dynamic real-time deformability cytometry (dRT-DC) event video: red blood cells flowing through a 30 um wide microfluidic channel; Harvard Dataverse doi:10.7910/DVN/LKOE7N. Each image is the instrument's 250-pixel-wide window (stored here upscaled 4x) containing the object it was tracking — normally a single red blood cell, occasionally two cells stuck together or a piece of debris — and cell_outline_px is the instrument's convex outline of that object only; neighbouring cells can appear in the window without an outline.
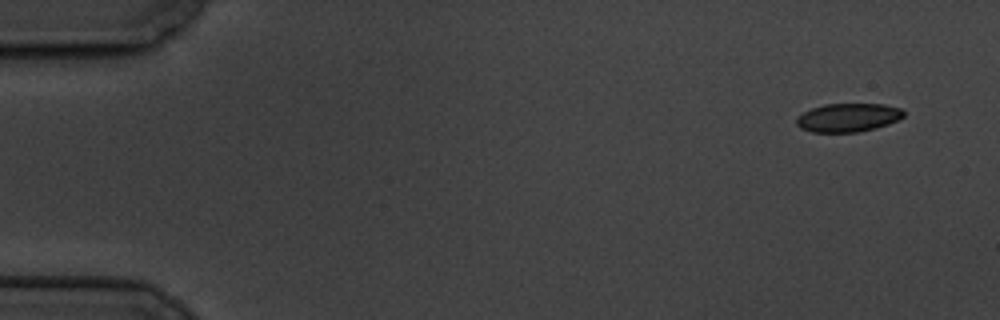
{"species": "common noctule bat (a hibernating species)", "species_latin": "Nyctalus noctula", "temperature_condition": "cold", "stored_images_in_passage": 5, "camera_frame_rate_fps": 3000, "um_per_image_px": 0.085, "animal": {"sex": "male", "body_mass_g": 19.5, "forearm_length_mm": 54.6}, "frame": {"image": 1, "passage_image": 1, "time_ms": 0.0, "image_size_px": [1000, 320], "cell_outline_px": [[904, 116], [900, 120], [876, 128], [856, 132], [812, 132], [800, 128], [796, 124], [796, 116], [812, 108], [824, 104], [884, 104], [900, 108], [904, 112]], "centroid_in_image_um": [72.08, 9.99], "position_along_channel_um": 12.9, "area_um2": 17.92}}
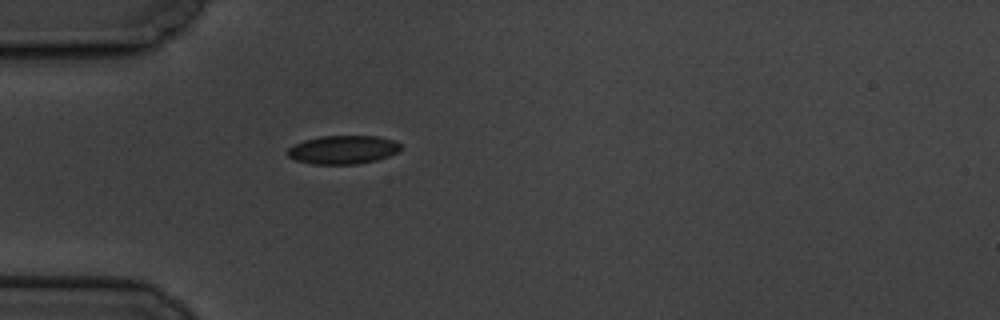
{"frame": {"image": 2, "passage_image": 5, "time_ms": 4.667, "image_size_px": [1000, 320], "cell_outline_px": [[400, 148], [396, 152], [388, 156], [376, 160], [356, 164], [312, 164], [296, 160], [288, 156], [288, 148], [292, 144], [304, 140], [320, 136], [376, 136], [392, 140], [400, 144]], "centroid_in_image_um": [29.11, 12.72], "position_along_channel_um": 55.9, "area_um2": 18.67}}